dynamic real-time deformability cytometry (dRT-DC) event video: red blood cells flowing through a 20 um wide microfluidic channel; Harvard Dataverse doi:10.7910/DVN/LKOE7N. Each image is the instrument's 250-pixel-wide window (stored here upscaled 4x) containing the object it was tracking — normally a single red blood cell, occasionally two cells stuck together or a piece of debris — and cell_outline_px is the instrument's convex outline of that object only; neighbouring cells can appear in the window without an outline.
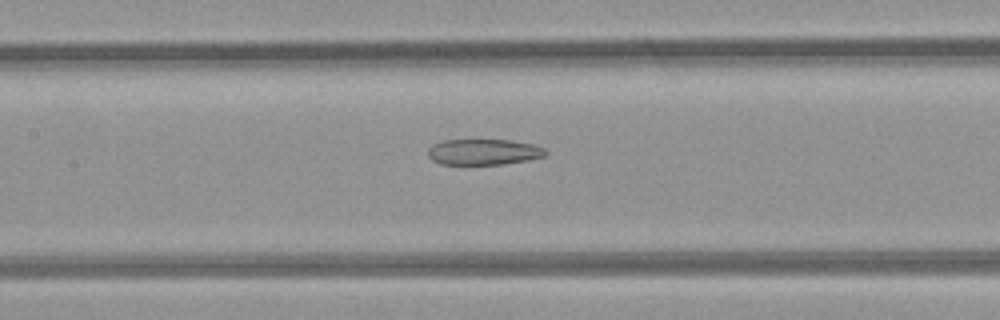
{"species": "common noctule bat (a hibernating species)", "species_latin": "Nyctalus noctula", "temperature_condition": "room temperature", "stored_images_in_passage": 24, "camera_frame_rate_fps": 3000, "um_per_image_px": 0.085, "animal": {"sex": "female", "body_mass_g": 21.9}, "frame": {"image": 1, "passage_image": 8, "time_ms": 2.333, "image_size_px": [1000, 320], "cell_outline_px": [[548, 152], [544, 156], [528, 160], [500, 164], [440, 164], [432, 160], [428, 156], [428, 148], [432, 144], [444, 140], [512, 140], [532, 144], [544, 148]], "centroid_in_image_um": [41.09, 12.91], "position_along_channel_um": 166.3, "area_um2": 17.69}}
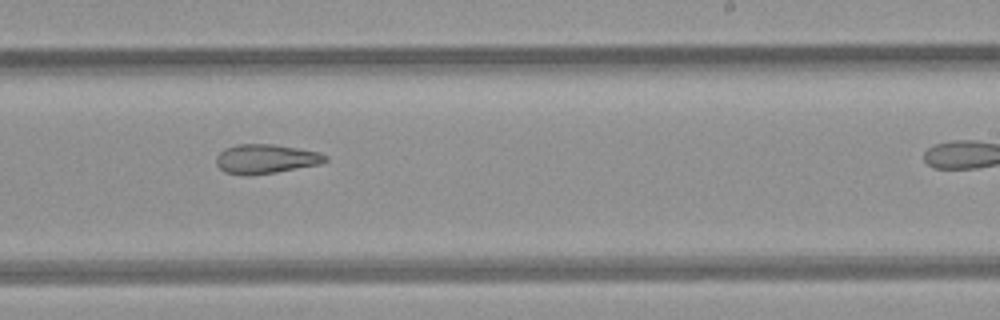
{"frame": {"image": 2, "passage_image": 15, "time_ms": 4.667, "image_size_px": [1000, 320], "cell_outline_px": [[328, 160], [320, 164], [276, 172], [248, 176], [244, 176], [224, 172], [216, 164], [216, 156], [224, 148], [236, 144], [276, 144], [320, 152], [328, 156]], "centroid_in_image_um": [22.58, 13.5], "position_along_channel_um": 266.4, "area_um2": 18.9}}
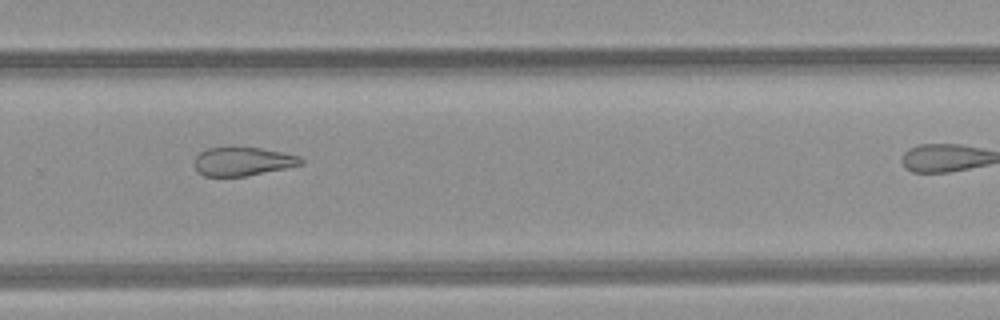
{"frame": {"image": 3, "passage_image": 18, "time_ms": 5.667, "image_size_px": [1000, 320], "cell_outline_px": [[304, 164], [244, 176], [204, 176], [196, 172], [196, 156], [200, 152], [208, 148], [232, 144], [260, 148], [284, 152], [300, 156], [304, 160]], "centroid_in_image_um": [20.62, 13.67], "position_along_channel_um": 309.2, "area_um2": 18.26}}